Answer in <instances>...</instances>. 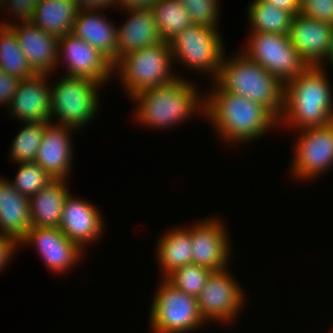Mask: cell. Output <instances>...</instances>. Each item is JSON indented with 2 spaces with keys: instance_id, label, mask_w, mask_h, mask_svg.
<instances>
[{
  "instance_id": "obj_1",
  "label": "cell",
  "mask_w": 333,
  "mask_h": 333,
  "mask_svg": "<svg viewBox=\"0 0 333 333\" xmlns=\"http://www.w3.org/2000/svg\"><path fill=\"white\" fill-rule=\"evenodd\" d=\"M213 85L204 96V114L223 141L249 142L278 126L279 120L263 105Z\"/></svg>"
},
{
  "instance_id": "obj_2",
  "label": "cell",
  "mask_w": 333,
  "mask_h": 333,
  "mask_svg": "<svg viewBox=\"0 0 333 333\" xmlns=\"http://www.w3.org/2000/svg\"><path fill=\"white\" fill-rule=\"evenodd\" d=\"M328 82L323 66H308L287 82L278 125L286 124L298 131L333 122V92Z\"/></svg>"
},
{
  "instance_id": "obj_3",
  "label": "cell",
  "mask_w": 333,
  "mask_h": 333,
  "mask_svg": "<svg viewBox=\"0 0 333 333\" xmlns=\"http://www.w3.org/2000/svg\"><path fill=\"white\" fill-rule=\"evenodd\" d=\"M196 88L179 76L161 87L138 92L130 97L137 104L134 118L146 127L166 129L187 120L194 112L204 115V96Z\"/></svg>"
},
{
  "instance_id": "obj_4",
  "label": "cell",
  "mask_w": 333,
  "mask_h": 333,
  "mask_svg": "<svg viewBox=\"0 0 333 333\" xmlns=\"http://www.w3.org/2000/svg\"><path fill=\"white\" fill-rule=\"evenodd\" d=\"M221 90L241 95L266 107L278 120L284 108V84L242 52L226 59L213 81Z\"/></svg>"
},
{
  "instance_id": "obj_5",
  "label": "cell",
  "mask_w": 333,
  "mask_h": 333,
  "mask_svg": "<svg viewBox=\"0 0 333 333\" xmlns=\"http://www.w3.org/2000/svg\"><path fill=\"white\" fill-rule=\"evenodd\" d=\"M171 61L174 62L170 42L162 41L123 55L113 65V72L117 73L118 79H121L125 91L131 97L138 92L161 87L175 80L179 75L172 72Z\"/></svg>"
},
{
  "instance_id": "obj_6",
  "label": "cell",
  "mask_w": 333,
  "mask_h": 333,
  "mask_svg": "<svg viewBox=\"0 0 333 333\" xmlns=\"http://www.w3.org/2000/svg\"><path fill=\"white\" fill-rule=\"evenodd\" d=\"M98 82L79 76L63 75L51 87V123L57 117L58 125L78 131L95 118L99 106ZM91 120V121H90Z\"/></svg>"
},
{
  "instance_id": "obj_7",
  "label": "cell",
  "mask_w": 333,
  "mask_h": 333,
  "mask_svg": "<svg viewBox=\"0 0 333 333\" xmlns=\"http://www.w3.org/2000/svg\"><path fill=\"white\" fill-rule=\"evenodd\" d=\"M150 307L152 333H187L206 323L197 297L188 295L162 278Z\"/></svg>"
},
{
  "instance_id": "obj_8",
  "label": "cell",
  "mask_w": 333,
  "mask_h": 333,
  "mask_svg": "<svg viewBox=\"0 0 333 333\" xmlns=\"http://www.w3.org/2000/svg\"><path fill=\"white\" fill-rule=\"evenodd\" d=\"M216 28L192 24L170 41L173 60L188 70L209 72L216 79L225 54L223 41Z\"/></svg>"
},
{
  "instance_id": "obj_9",
  "label": "cell",
  "mask_w": 333,
  "mask_h": 333,
  "mask_svg": "<svg viewBox=\"0 0 333 333\" xmlns=\"http://www.w3.org/2000/svg\"><path fill=\"white\" fill-rule=\"evenodd\" d=\"M248 38L249 44L242 53L284 85L308 67L288 35L254 32Z\"/></svg>"
},
{
  "instance_id": "obj_10",
  "label": "cell",
  "mask_w": 333,
  "mask_h": 333,
  "mask_svg": "<svg viewBox=\"0 0 333 333\" xmlns=\"http://www.w3.org/2000/svg\"><path fill=\"white\" fill-rule=\"evenodd\" d=\"M299 131L291 171L300 181L321 176L333 166V122Z\"/></svg>"
},
{
  "instance_id": "obj_11",
  "label": "cell",
  "mask_w": 333,
  "mask_h": 333,
  "mask_svg": "<svg viewBox=\"0 0 333 333\" xmlns=\"http://www.w3.org/2000/svg\"><path fill=\"white\" fill-rule=\"evenodd\" d=\"M227 271H212L197 297L200 314L206 322H232L244 306V290Z\"/></svg>"
},
{
  "instance_id": "obj_12",
  "label": "cell",
  "mask_w": 333,
  "mask_h": 333,
  "mask_svg": "<svg viewBox=\"0 0 333 333\" xmlns=\"http://www.w3.org/2000/svg\"><path fill=\"white\" fill-rule=\"evenodd\" d=\"M63 57V58H62ZM66 63L69 76H79L106 84L115 74L112 62L86 41L68 33L58 40V59Z\"/></svg>"
},
{
  "instance_id": "obj_13",
  "label": "cell",
  "mask_w": 333,
  "mask_h": 333,
  "mask_svg": "<svg viewBox=\"0 0 333 333\" xmlns=\"http://www.w3.org/2000/svg\"><path fill=\"white\" fill-rule=\"evenodd\" d=\"M189 227L192 262L211 271L227 269L231 246L223 221L217 217L210 218Z\"/></svg>"
},
{
  "instance_id": "obj_14",
  "label": "cell",
  "mask_w": 333,
  "mask_h": 333,
  "mask_svg": "<svg viewBox=\"0 0 333 333\" xmlns=\"http://www.w3.org/2000/svg\"><path fill=\"white\" fill-rule=\"evenodd\" d=\"M34 245L50 271L66 272L83 257V249L69 240L59 228L32 226L19 241L21 245Z\"/></svg>"
},
{
  "instance_id": "obj_15",
  "label": "cell",
  "mask_w": 333,
  "mask_h": 333,
  "mask_svg": "<svg viewBox=\"0 0 333 333\" xmlns=\"http://www.w3.org/2000/svg\"><path fill=\"white\" fill-rule=\"evenodd\" d=\"M288 36L308 66L324 67V64L328 63L332 49L333 25L299 13L292 17Z\"/></svg>"
},
{
  "instance_id": "obj_16",
  "label": "cell",
  "mask_w": 333,
  "mask_h": 333,
  "mask_svg": "<svg viewBox=\"0 0 333 333\" xmlns=\"http://www.w3.org/2000/svg\"><path fill=\"white\" fill-rule=\"evenodd\" d=\"M1 26H9L17 37L18 44L25 55L29 67L35 74L54 73L53 69L63 60L58 59V38L44 32L31 22L17 26L12 22H2Z\"/></svg>"
},
{
  "instance_id": "obj_17",
  "label": "cell",
  "mask_w": 333,
  "mask_h": 333,
  "mask_svg": "<svg viewBox=\"0 0 333 333\" xmlns=\"http://www.w3.org/2000/svg\"><path fill=\"white\" fill-rule=\"evenodd\" d=\"M103 222L102 214L91 202L73 197L72 193L66 197L59 229L81 249L102 236Z\"/></svg>"
},
{
  "instance_id": "obj_18",
  "label": "cell",
  "mask_w": 333,
  "mask_h": 333,
  "mask_svg": "<svg viewBox=\"0 0 333 333\" xmlns=\"http://www.w3.org/2000/svg\"><path fill=\"white\" fill-rule=\"evenodd\" d=\"M47 79V74L22 79L8 106L11 115L22 123L51 122V87Z\"/></svg>"
},
{
  "instance_id": "obj_19",
  "label": "cell",
  "mask_w": 333,
  "mask_h": 333,
  "mask_svg": "<svg viewBox=\"0 0 333 333\" xmlns=\"http://www.w3.org/2000/svg\"><path fill=\"white\" fill-rule=\"evenodd\" d=\"M74 128L49 122L43 133L38 153L34 160L53 179L66 180L71 173L72 142L70 133Z\"/></svg>"
},
{
  "instance_id": "obj_20",
  "label": "cell",
  "mask_w": 333,
  "mask_h": 333,
  "mask_svg": "<svg viewBox=\"0 0 333 333\" xmlns=\"http://www.w3.org/2000/svg\"><path fill=\"white\" fill-rule=\"evenodd\" d=\"M99 12L79 11L72 33L98 49L114 65L118 61L117 27L101 14L102 10Z\"/></svg>"
},
{
  "instance_id": "obj_21",
  "label": "cell",
  "mask_w": 333,
  "mask_h": 333,
  "mask_svg": "<svg viewBox=\"0 0 333 333\" xmlns=\"http://www.w3.org/2000/svg\"><path fill=\"white\" fill-rule=\"evenodd\" d=\"M128 20L117 27L118 60L132 51L162 42L152 8L127 10Z\"/></svg>"
},
{
  "instance_id": "obj_22",
  "label": "cell",
  "mask_w": 333,
  "mask_h": 333,
  "mask_svg": "<svg viewBox=\"0 0 333 333\" xmlns=\"http://www.w3.org/2000/svg\"><path fill=\"white\" fill-rule=\"evenodd\" d=\"M31 227L29 197L18 192L8 178H0V234L19 242Z\"/></svg>"
},
{
  "instance_id": "obj_23",
  "label": "cell",
  "mask_w": 333,
  "mask_h": 333,
  "mask_svg": "<svg viewBox=\"0 0 333 333\" xmlns=\"http://www.w3.org/2000/svg\"><path fill=\"white\" fill-rule=\"evenodd\" d=\"M66 180L54 179L29 198L32 226L59 228L66 197L70 194Z\"/></svg>"
},
{
  "instance_id": "obj_24",
  "label": "cell",
  "mask_w": 333,
  "mask_h": 333,
  "mask_svg": "<svg viewBox=\"0 0 333 333\" xmlns=\"http://www.w3.org/2000/svg\"><path fill=\"white\" fill-rule=\"evenodd\" d=\"M78 13L74 0H40L31 23L59 39L72 33Z\"/></svg>"
},
{
  "instance_id": "obj_25",
  "label": "cell",
  "mask_w": 333,
  "mask_h": 333,
  "mask_svg": "<svg viewBox=\"0 0 333 333\" xmlns=\"http://www.w3.org/2000/svg\"><path fill=\"white\" fill-rule=\"evenodd\" d=\"M192 248L191 235L187 227L177 226L175 229L167 230L156 247L157 259L164 274L161 278H166L179 267L192 264Z\"/></svg>"
},
{
  "instance_id": "obj_26",
  "label": "cell",
  "mask_w": 333,
  "mask_h": 333,
  "mask_svg": "<svg viewBox=\"0 0 333 333\" xmlns=\"http://www.w3.org/2000/svg\"><path fill=\"white\" fill-rule=\"evenodd\" d=\"M251 32L288 35L293 15L262 0H253L248 7Z\"/></svg>"
},
{
  "instance_id": "obj_27",
  "label": "cell",
  "mask_w": 333,
  "mask_h": 333,
  "mask_svg": "<svg viewBox=\"0 0 333 333\" xmlns=\"http://www.w3.org/2000/svg\"><path fill=\"white\" fill-rule=\"evenodd\" d=\"M151 8L162 41L170 42L183 29L193 24L188 11L179 0H159Z\"/></svg>"
},
{
  "instance_id": "obj_28",
  "label": "cell",
  "mask_w": 333,
  "mask_h": 333,
  "mask_svg": "<svg viewBox=\"0 0 333 333\" xmlns=\"http://www.w3.org/2000/svg\"><path fill=\"white\" fill-rule=\"evenodd\" d=\"M0 69L6 74L28 79L35 75L29 67L13 30L0 25Z\"/></svg>"
},
{
  "instance_id": "obj_29",
  "label": "cell",
  "mask_w": 333,
  "mask_h": 333,
  "mask_svg": "<svg viewBox=\"0 0 333 333\" xmlns=\"http://www.w3.org/2000/svg\"><path fill=\"white\" fill-rule=\"evenodd\" d=\"M49 122L24 123L23 129L17 133L12 142L10 157L15 163L34 162L39 145Z\"/></svg>"
},
{
  "instance_id": "obj_30",
  "label": "cell",
  "mask_w": 333,
  "mask_h": 333,
  "mask_svg": "<svg viewBox=\"0 0 333 333\" xmlns=\"http://www.w3.org/2000/svg\"><path fill=\"white\" fill-rule=\"evenodd\" d=\"M18 167L15 180L9 182L18 192L29 198L54 180L35 162L18 163Z\"/></svg>"
},
{
  "instance_id": "obj_31",
  "label": "cell",
  "mask_w": 333,
  "mask_h": 333,
  "mask_svg": "<svg viewBox=\"0 0 333 333\" xmlns=\"http://www.w3.org/2000/svg\"><path fill=\"white\" fill-rule=\"evenodd\" d=\"M211 272L208 268L192 263L175 269L166 279L180 291L198 297Z\"/></svg>"
},
{
  "instance_id": "obj_32",
  "label": "cell",
  "mask_w": 333,
  "mask_h": 333,
  "mask_svg": "<svg viewBox=\"0 0 333 333\" xmlns=\"http://www.w3.org/2000/svg\"><path fill=\"white\" fill-rule=\"evenodd\" d=\"M193 24L217 28L219 0H179Z\"/></svg>"
},
{
  "instance_id": "obj_33",
  "label": "cell",
  "mask_w": 333,
  "mask_h": 333,
  "mask_svg": "<svg viewBox=\"0 0 333 333\" xmlns=\"http://www.w3.org/2000/svg\"><path fill=\"white\" fill-rule=\"evenodd\" d=\"M300 13L333 25V0H301Z\"/></svg>"
},
{
  "instance_id": "obj_34",
  "label": "cell",
  "mask_w": 333,
  "mask_h": 333,
  "mask_svg": "<svg viewBox=\"0 0 333 333\" xmlns=\"http://www.w3.org/2000/svg\"><path fill=\"white\" fill-rule=\"evenodd\" d=\"M39 2L40 0H0V9H3L4 6L3 10H7L8 7L16 20H20L22 23L31 22Z\"/></svg>"
},
{
  "instance_id": "obj_35",
  "label": "cell",
  "mask_w": 333,
  "mask_h": 333,
  "mask_svg": "<svg viewBox=\"0 0 333 333\" xmlns=\"http://www.w3.org/2000/svg\"><path fill=\"white\" fill-rule=\"evenodd\" d=\"M21 80L19 77L8 75L0 69V105L9 106Z\"/></svg>"
},
{
  "instance_id": "obj_36",
  "label": "cell",
  "mask_w": 333,
  "mask_h": 333,
  "mask_svg": "<svg viewBox=\"0 0 333 333\" xmlns=\"http://www.w3.org/2000/svg\"><path fill=\"white\" fill-rule=\"evenodd\" d=\"M19 247V242L6 234H0V271L6 267L11 257H13L15 250Z\"/></svg>"
},
{
  "instance_id": "obj_37",
  "label": "cell",
  "mask_w": 333,
  "mask_h": 333,
  "mask_svg": "<svg viewBox=\"0 0 333 333\" xmlns=\"http://www.w3.org/2000/svg\"><path fill=\"white\" fill-rule=\"evenodd\" d=\"M79 11L105 10L107 7H116V0H74ZM114 5V6H113ZM110 6V7H109Z\"/></svg>"
},
{
  "instance_id": "obj_38",
  "label": "cell",
  "mask_w": 333,
  "mask_h": 333,
  "mask_svg": "<svg viewBox=\"0 0 333 333\" xmlns=\"http://www.w3.org/2000/svg\"><path fill=\"white\" fill-rule=\"evenodd\" d=\"M262 1L272 4L278 9L288 11L293 16L299 14L301 11V0H262Z\"/></svg>"
},
{
  "instance_id": "obj_39",
  "label": "cell",
  "mask_w": 333,
  "mask_h": 333,
  "mask_svg": "<svg viewBox=\"0 0 333 333\" xmlns=\"http://www.w3.org/2000/svg\"><path fill=\"white\" fill-rule=\"evenodd\" d=\"M159 0H116L117 8L123 11L141 8H150Z\"/></svg>"
},
{
  "instance_id": "obj_40",
  "label": "cell",
  "mask_w": 333,
  "mask_h": 333,
  "mask_svg": "<svg viewBox=\"0 0 333 333\" xmlns=\"http://www.w3.org/2000/svg\"><path fill=\"white\" fill-rule=\"evenodd\" d=\"M327 61H328L329 63H331V65L333 66V41H332V49H331V52H330V54H329V56H328Z\"/></svg>"
}]
</instances>
